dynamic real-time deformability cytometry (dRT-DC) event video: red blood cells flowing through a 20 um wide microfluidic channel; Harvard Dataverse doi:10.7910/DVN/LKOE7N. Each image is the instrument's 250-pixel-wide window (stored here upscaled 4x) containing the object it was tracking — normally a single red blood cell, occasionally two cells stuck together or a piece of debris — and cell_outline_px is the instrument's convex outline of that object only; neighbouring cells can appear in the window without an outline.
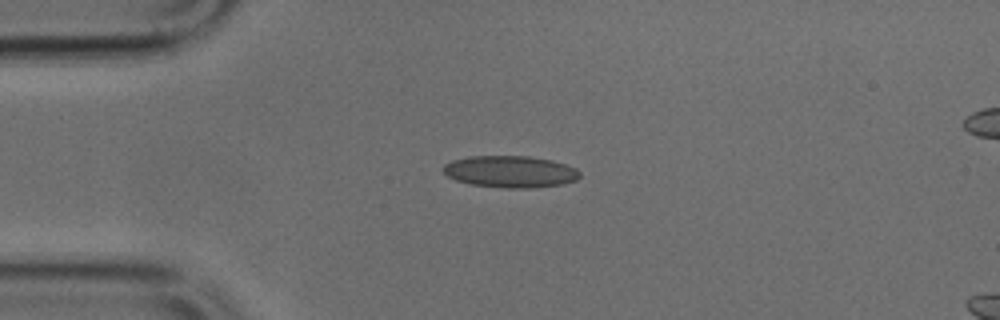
{"species": "common noctule bat (a hibernating species)", "species_latin": "Nyctalus noctula", "temperature_condition": "cold", "stored_images_in_passage": 38, "camera_frame_rate_fps": 3000, "um_per_image_px": 0.085, "animal": {"sex": "male", "body_mass_g": 17.9, "forearm_length_mm": 54.2}, "frame": {"image": 1, "passage_image": 1, "time_ms": 0.0, "image_size_px": [1000, 320], "cell_outline_px": [[580, 176], [576, 180], [564, 184], [528, 188], [508, 188], [468, 184], [456, 180], [448, 176], [440, 168], [444, 164], [452, 160], [468, 156], [528, 156], [552, 160], [576, 168], [580, 172]], "centroid_in_image_um": [43.35, 14.59], "position_along_channel_um": 41.6, "area_um2": 25.43}}
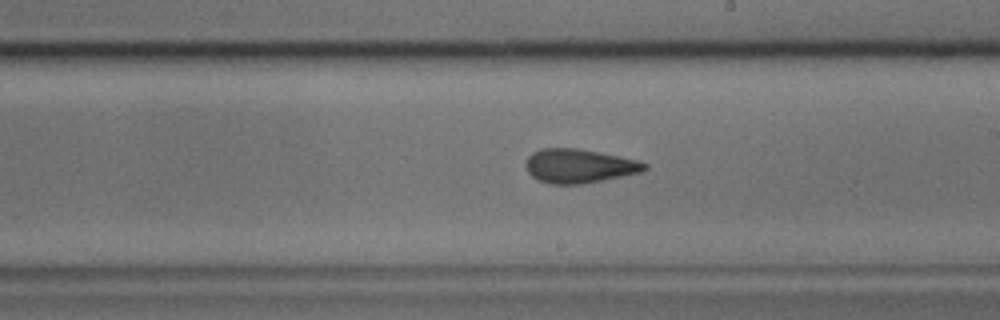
{"frame": {"image": 2, "passage_image": 17, "time_ms": 5.333, "image_size_px": [1000, 320], "cell_outline_px": [[648, 168], [644, 172], [580, 184], [548, 184], [532, 176], [528, 172], [524, 164], [528, 156], [532, 152], [540, 148], [576, 148], [620, 156], [636, 160], [648, 164]], "centroid_in_image_um": [49.22, 14.1], "position_along_channel_um": 239.8, "area_um2": 23.58}}
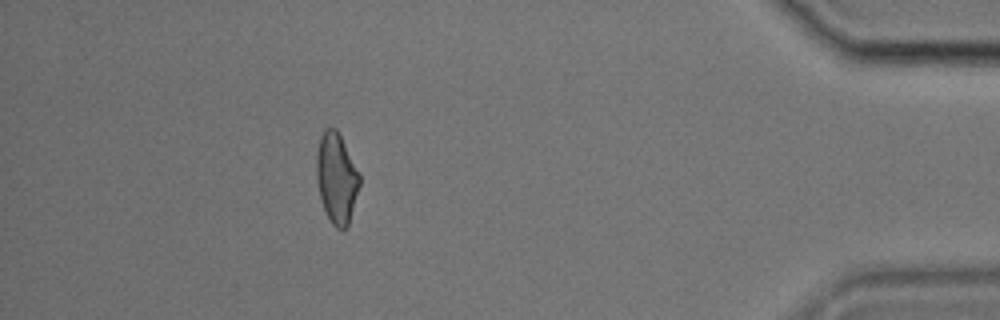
{"frame": {"image": 3, "passage_image": 33, "time_ms": 10.667, "image_size_px": [1000, 320], "cell_outline_px": [[360, 184], [348, 228], [344, 232], [336, 228], [332, 224], [320, 200], [316, 180], [316, 152], [320, 136], [324, 128], [336, 128], [360, 176]], "centroid_in_image_um": [28.58, 15.19], "position_along_channel_um": 406.6, "area_um2": 22.77}}